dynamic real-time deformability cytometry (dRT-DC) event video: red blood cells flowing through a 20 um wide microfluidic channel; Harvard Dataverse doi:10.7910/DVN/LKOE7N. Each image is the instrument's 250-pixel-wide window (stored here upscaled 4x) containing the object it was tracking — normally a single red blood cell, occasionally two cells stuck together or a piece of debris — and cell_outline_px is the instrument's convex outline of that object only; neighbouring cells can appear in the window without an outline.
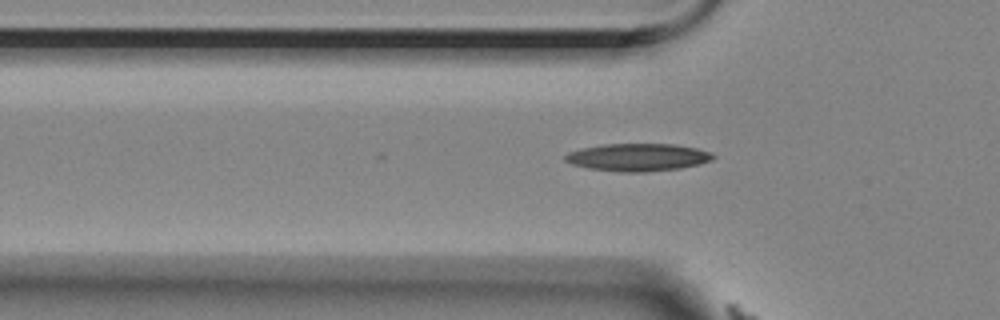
{"species": "Egyptian fruit bat (a non-hibernating species)", "species_latin": "Rousettus aegyptiacus", "temperature_condition": "room temperature", "stored_images_in_passage": 6, "camera_frame_rate_fps": 3000, "um_per_image_px": 0.085, "animal": {"sex": "female"}, "frame": {"image": 1, "passage_image": 4, "time_ms": 1.0, "image_size_px": [1000, 320], "cell_outline_px": [[716, 156], [712, 160], [700, 164], [680, 168], [644, 172], [620, 172], [588, 168], [572, 164], [564, 160], [564, 156], [568, 152], [580, 148], [604, 144], [676, 144], [696, 148], [712, 152]], "centroid_in_image_um": [54.22, 13.36], "position_along_channel_um": 71.6, "area_um2": 23.93}}